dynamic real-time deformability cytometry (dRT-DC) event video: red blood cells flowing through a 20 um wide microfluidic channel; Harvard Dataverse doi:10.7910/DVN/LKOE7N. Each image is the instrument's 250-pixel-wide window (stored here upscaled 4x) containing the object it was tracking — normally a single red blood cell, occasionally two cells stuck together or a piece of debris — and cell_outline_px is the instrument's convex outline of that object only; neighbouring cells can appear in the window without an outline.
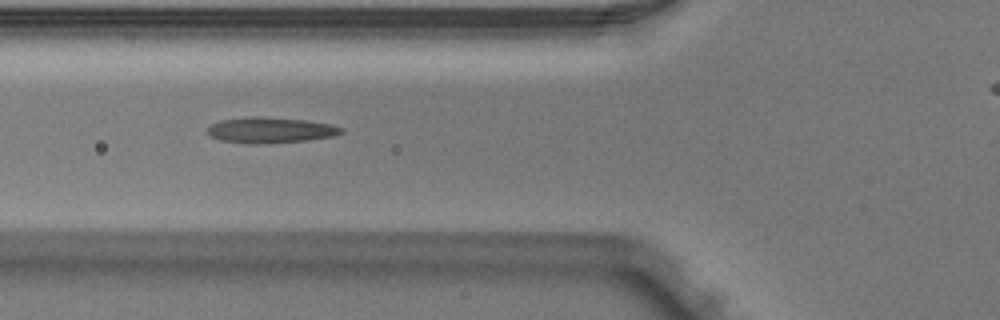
{"species": "Egyptian fruit bat (a non-hibernating species)", "species_latin": "Rousettus aegyptiacus", "temperature_condition": "warm", "stored_images_in_passage": 4, "camera_frame_rate_fps": 3000, "um_per_image_px": 0.085, "animal": {"sex": "male"}, "frame": {"image": 1, "passage_image": 3, "time_ms": 0.667, "image_size_px": [1000, 320], "cell_outline_px": [[344, 132], [332, 136], [308, 140], [260, 144], [248, 144], [220, 140], [212, 136], [208, 132], [208, 128], [212, 124], [220, 120], [248, 116], [260, 116], [308, 120], [332, 124], [344, 128]], "centroid_in_image_um": [23.01, 11.05], "position_along_channel_um": 102.8, "area_um2": 20.23}}
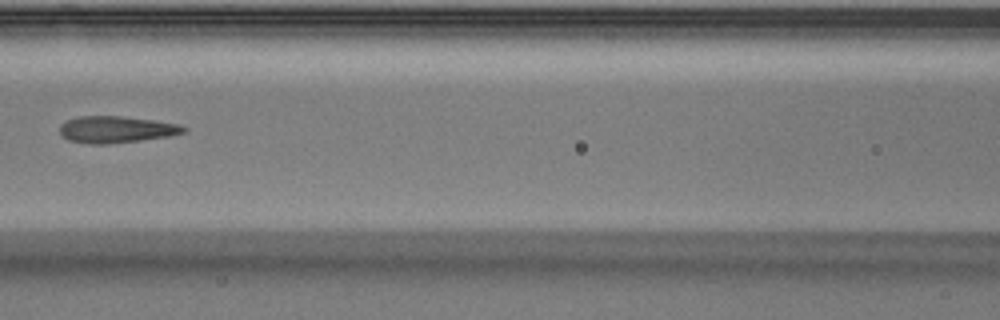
{"frame": {"image": 2, "passage_image": 4, "time_ms": 1.0, "image_size_px": [1000, 320], "cell_outline_px": [[188, 128], [184, 132], [168, 136], [140, 140], [104, 144], [92, 144], [68, 140], [60, 132], [60, 124], [68, 120], [80, 116], [120, 116], [152, 120], [180, 124]], "centroid_in_image_um": [9.88, 11.0], "position_along_channel_um": 156.7, "area_um2": 19.02}}